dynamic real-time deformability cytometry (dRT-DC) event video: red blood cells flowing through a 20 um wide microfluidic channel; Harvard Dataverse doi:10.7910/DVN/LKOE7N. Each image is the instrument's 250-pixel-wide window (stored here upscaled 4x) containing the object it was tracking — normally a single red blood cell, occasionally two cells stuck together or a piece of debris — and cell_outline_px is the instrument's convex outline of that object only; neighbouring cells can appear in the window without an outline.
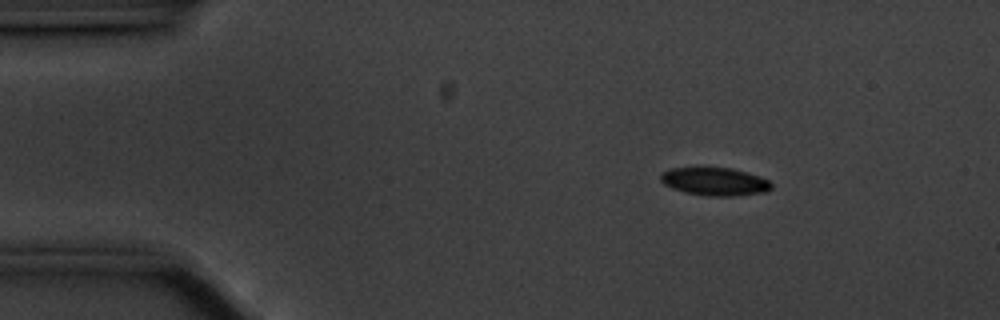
{"species": "common noctule bat (a hibernating species)", "species_latin": "Nyctalus noctula", "temperature_condition": "cold", "stored_images_in_passage": 11, "camera_frame_rate_fps": 3000, "um_per_image_px": 0.085, "animal": {"sex": "male", "body_mass_g": 20.1, "forearm_length_mm": 53.5}, "frame": {"image": 1, "passage_image": 2, "time_ms": 0.333, "image_size_px": [1000, 320], "cell_outline_px": [[772, 188], [764, 192], [736, 196], [708, 196], [684, 192], [672, 188], [664, 184], [660, 180], [660, 172], [672, 168], [696, 164], [700, 164], [732, 168], [768, 180], [772, 184]], "centroid_in_image_um": [60.66, 15.38], "position_along_channel_um": 24.3, "area_um2": 18.84}}
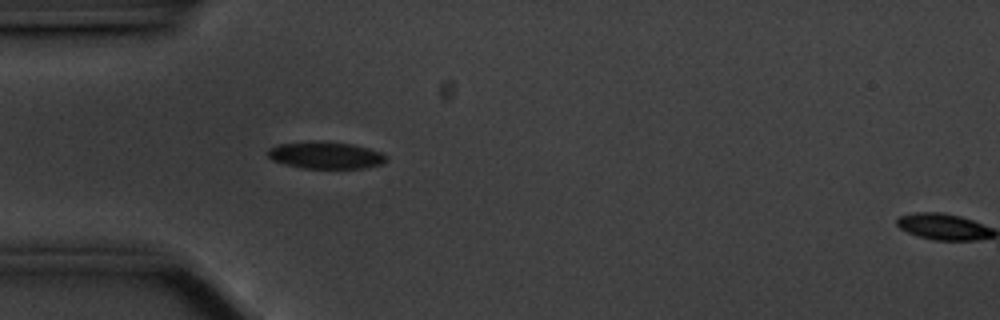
{"frame": {"image": 2, "passage_image": 10, "time_ms": 3.0, "image_size_px": [1000, 320], "cell_outline_px": [[388, 156], [384, 164], [364, 168], [300, 168], [272, 160], [268, 156], [268, 148], [276, 144], [312, 140], [324, 140], [352, 144], [384, 152]], "centroid_in_image_um": [27.7, 13.17], "position_along_channel_um": 57.3, "area_um2": 19.13}}